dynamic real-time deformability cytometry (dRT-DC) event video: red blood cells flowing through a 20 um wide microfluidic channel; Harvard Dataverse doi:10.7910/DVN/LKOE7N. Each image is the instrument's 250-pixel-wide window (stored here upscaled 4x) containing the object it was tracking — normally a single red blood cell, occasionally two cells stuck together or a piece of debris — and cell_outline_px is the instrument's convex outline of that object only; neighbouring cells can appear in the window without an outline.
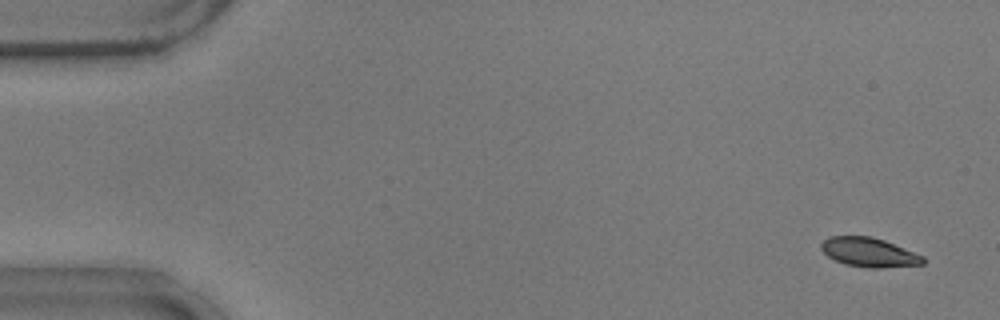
{"species": "common noctule bat (a hibernating species)", "species_latin": "Nyctalus noctula", "temperature_condition": "warm", "stored_images_in_passage": 53, "camera_frame_rate_fps": 3000, "um_per_image_px": 0.085, "animal": {"sex": "male", "body_mass_g": 17.9}, "frame": {"image": 1, "passage_image": 1, "time_ms": 0.0, "image_size_px": [1000, 320], "cell_outline_px": [[924, 264], [880, 268], [868, 268], [844, 264], [828, 256], [820, 248], [820, 244], [828, 236], [872, 236], [884, 240], [924, 256]], "centroid_in_image_um": [73.86, 21.44], "position_along_channel_um": 11.1, "area_um2": 17.34}}
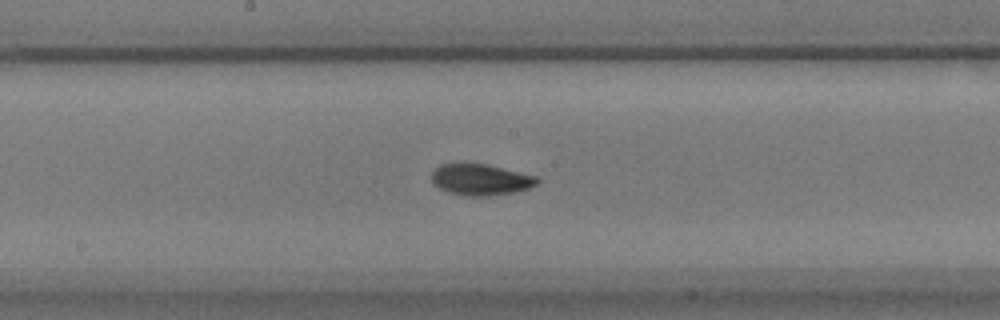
{"frame": {"image": 2, "passage_image": 27, "time_ms": 8.667, "image_size_px": [1000, 320], "cell_outline_px": [[540, 180], [536, 184], [528, 188], [516, 192], [488, 196], [464, 196], [448, 192], [432, 184], [432, 172], [440, 164], [460, 160], [464, 160], [488, 164], [536, 176]], "centroid_in_image_um": [40.79, 15.22], "position_along_channel_um": 207.4, "area_um2": 19.94}}
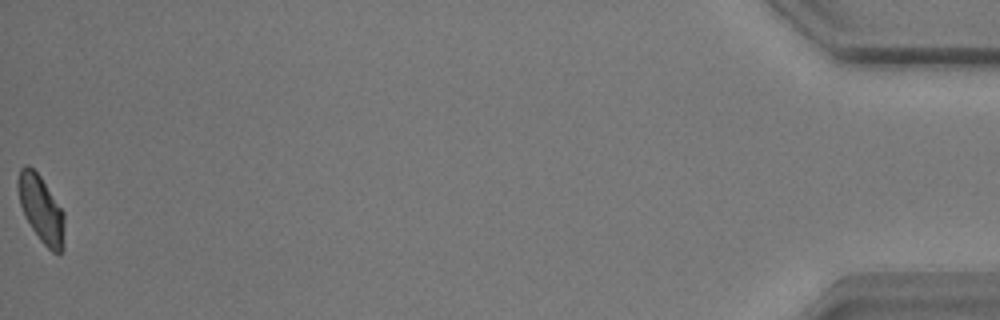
{"frame": {"image": 3, "passage_image": 53, "time_ms": 17.333, "image_size_px": [1000, 320], "cell_outline_px": [[64, 248], [60, 252], [52, 252], [40, 240], [24, 216], [20, 204], [16, 184], [16, 180], [20, 168], [28, 164], [40, 176], [64, 212]], "centroid_in_image_um": [3.48, 17.76], "position_along_channel_um": 431.7, "area_um2": 18.15}, "authors_computed_cell_mechanics": {"area_um2": 18.3804, "velocity_mm_per_s": 3.7125, "shape_relaxation_time_tau1_ms": 3.159, "shape_relaxation_time_tau2_ms": null, "deformation_change_tau1": 0.1078, "deformation_change_tau2": null}}